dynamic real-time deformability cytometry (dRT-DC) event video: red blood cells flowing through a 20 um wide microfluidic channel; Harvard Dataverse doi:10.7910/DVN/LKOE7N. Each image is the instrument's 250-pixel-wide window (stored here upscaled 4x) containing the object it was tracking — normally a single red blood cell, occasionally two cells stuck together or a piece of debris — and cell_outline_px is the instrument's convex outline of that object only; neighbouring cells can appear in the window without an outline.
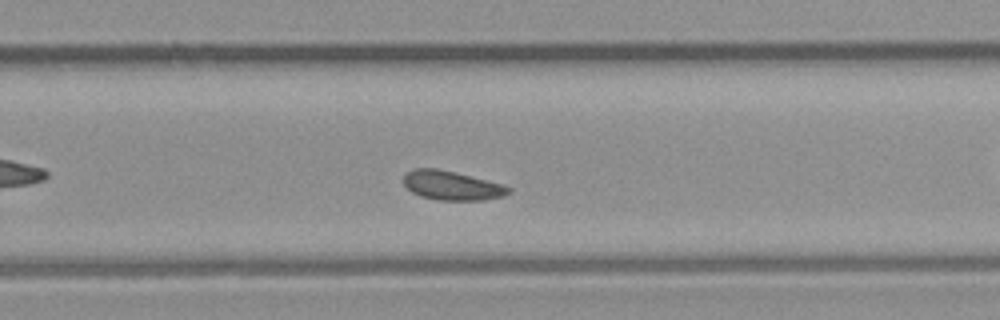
{"species": "common noctule bat (a hibernating species)", "species_latin": "Nyctalus noctula", "temperature_condition": "room temperature", "stored_images_in_passage": 37, "camera_frame_rate_fps": 3000, "um_per_image_px": 0.085, "animal": {"sex": "male", "body_mass_g": 23.1, "forearm_length_mm": 52.7}, "frame": {"image": 1, "passage_image": 22, "time_ms": 7.0, "image_size_px": [1000, 320], "cell_outline_px": [[512, 192], [504, 196], [484, 200], [440, 200], [420, 196], [412, 192], [404, 184], [404, 172], [412, 168], [436, 168], [456, 172], [504, 184], [512, 188]], "centroid_in_image_um": [38.43, 15.76], "position_along_channel_um": 291.4, "area_um2": 18.09}}